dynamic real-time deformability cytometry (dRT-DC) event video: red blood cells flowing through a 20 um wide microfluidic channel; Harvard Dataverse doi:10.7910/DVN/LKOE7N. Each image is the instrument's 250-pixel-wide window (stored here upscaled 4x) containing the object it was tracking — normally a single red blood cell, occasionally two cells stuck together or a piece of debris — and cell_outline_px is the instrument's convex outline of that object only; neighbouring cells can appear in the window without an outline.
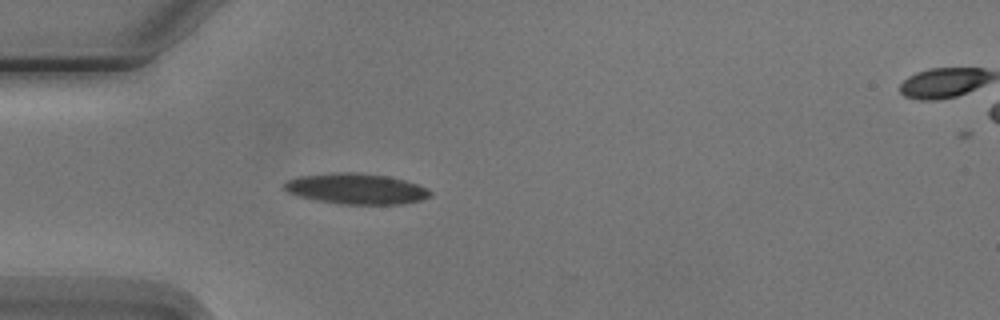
{"species": "Egyptian fruit bat (a non-hibernating species)", "species_latin": "Rousettus aegyptiacus", "temperature_condition": "cold", "stored_images_in_passage": 2, "camera_frame_rate_fps": 3000, "um_per_image_px": 0.085, "animal": {"sex": "male"}, "frame": {"image": 1, "passage_image": 1, "time_ms": 0.0, "image_size_px": [1000, 320], "cell_outline_px": [[432, 192], [428, 196], [420, 200], [400, 204], [344, 204], [316, 200], [300, 196], [288, 192], [284, 188], [284, 184], [288, 180], [296, 176], [332, 172], [356, 172], [388, 176], [404, 180], [416, 184]], "centroid_in_image_um": [30.23, 16.03], "position_along_channel_um": 54.8, "area_um2": 25.89}}